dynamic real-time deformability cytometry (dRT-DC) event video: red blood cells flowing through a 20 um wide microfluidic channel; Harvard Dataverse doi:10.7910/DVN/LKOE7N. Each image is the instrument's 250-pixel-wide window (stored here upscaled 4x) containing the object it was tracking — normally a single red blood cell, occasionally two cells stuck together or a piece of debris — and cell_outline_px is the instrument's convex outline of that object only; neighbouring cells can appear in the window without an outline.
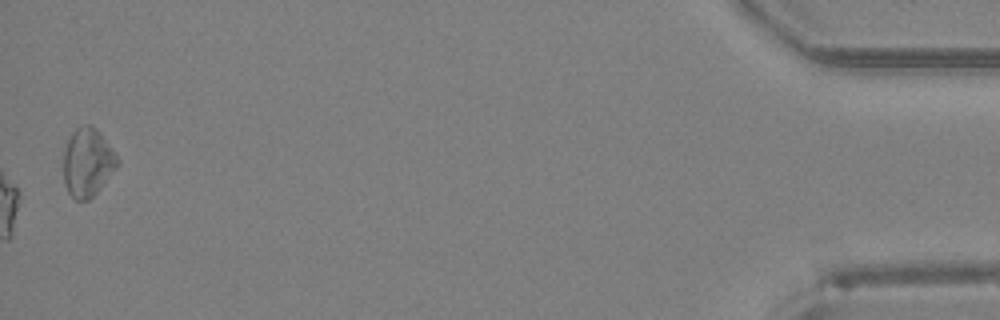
{"species": "Egyptian fruit bat (a non-hibernating species)", "species_latin": "Rousettus aegyptiacus", "temperature_condition": "room temperature", "stored_images_in_passage": 47, "camera_frame_rate_fps": 3000, "um_per_image_px": 0.085, "animal": {"sex": "female"}, "frame": {"image": 1, "passage_image": 47, "time_ms": 15.333, "image_size_px": [1000, 320], "cell_outline_px": [[120, 164], [100, 188], [88, 200], [76, 200], [68, 192], [64, 184], [64, 152], [68, 140], [72, 132], [76, 128], [84, 124], [92, 124], [104, 136], [120, 160]], "centroid_in_image_um": [7.46, 13.78], "position_along_channel_um": 427.7, "area_um2": 21.62}}